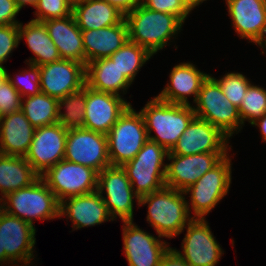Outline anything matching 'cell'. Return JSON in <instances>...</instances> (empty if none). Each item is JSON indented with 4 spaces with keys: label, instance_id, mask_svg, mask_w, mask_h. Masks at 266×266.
<instances>
[{
    "label": "cell",
    "instance_id": "6da1fadb",
    "mask_svg": "<svg viewBox=\"0 0 266 266\" xmlns=\"http://www.w3.org/2000/svg\"><path fill=\"white\" fill-rule=\"evenodd\" d=\"M184 195V196H183ZM182 191L164 186L162 189L139 197L140 205L148 204L147 221L158 237L173 238L183 232L194 219Z\"/></svg>",
    "mask_w": 266,
    "mask_h": 266
},
{
    "label": "cell",
    "instance_id": "7a4b0ae2",
    "mask_svg": "<svg viewBox=\"0 0 266 266\" xmlns=\"http://www.w3.org/2000/svg\"><path fill=\"white\" fill-rule=\"evenodd\" d=\"M128 39L147 49L152 55L180 32L183 23L169 13L153 11L142 3L124 15Z\"/></svg>",
    "mask_w": 266,
    "mask_h": 266
},
{
    "label": "cell",
    "instance_id": "3957f363",
    "mask_svg": "<svg viewBox=\"0 0 266 266\" xmlns=\"http://www.w3.org/2000/svg\"><path fill=\"white\" fill-rule=\"evenodd\" d=\"M141 109L148 140L160 144L168 152L195 117L192 105L172 104L154 97ZM154 130L156 135L151 136Z\"/></svg>",
    "mask_w": 266,
    "mask_h": 266
},
{
    "label": "cell",
    "instance_id": "277c9868",
    "mask_svg": "<svg viewBox=\"0 0 266 266\" xmlns=\"http://www.w3.org/2000/svg\"><path fill=\"white\" fill-rule=\"evenodd\" d=\"M0 208L31 225H34L33 219H60V203L41 177L29 186L7 194L0 200Z\"/></svg>",
    "mask_w": 266,
    "mask_h": 266
},
{
    "label": "cell",
    "instance_id": "5b68a950",
    "mask_svg": "<svg viewBox=\"0 0 266 266\" xmlns=\"http://www.w3.org/2000/svg\"><path fill=\"white\" fill-rule=\"evenodd\" d=\"M194 103L197 106L192 107L195 117L214 125L228 138L243 126L238 108L226 98L218 82L210 75L203 81Z\"/></svg>",
    "mask_w": 266,
    "mask_h": 266
},
{
    "label": "cell",
    "instance_id": "8992f818",
    "mask_svg": "<svg viewBox=\"0 0 266 266\" xmlns=\"http://www.w3.org/2000/svg\"><path fill=\"white\" fill-rule=\"evenodd\" d=\"M167 155L168 151L164 147L147 140L137 155L122 165L132 189L139 197L166 186L164 158Z\"/></svg>",
    "mask_w": 266,
    "mask_h": 266
},
{
    "label": "cell",
    "instance_id": "52a82bcc",
    "mask_svg": "<svg viewBox=\"0 0 266 266\" xmlns=\"http://www.w3.org/2000/svg\"><path fill=\"white\" fill-rule=\"evenodd\" d=\"M108 156L112 166L132 160L148 140L144 119L130 105L106 134Z\"/></svg>",
    "mask_w": 266,
    "mask_h": 266
},
{
    "label": "cell",
    "instance_id": "ba28073f",
    "mask_svg": "<svg viewBox=\"0 0 266 266\" xmlns=\"http://www.w3.org/2000/svg\"><path fill=\"white\" fill-rule=\"evenodd\" d=\"M226 155L216 166L207 171L192 186L185 189L184 194L191 193V204L187 201L188 210L191 207L194 218L204 219L217 203L228 193L231 184V159Z\"/></svg>",
    "mask_w": 266,
    "mask_h": 266
},
{
    "label": "cell",
    "instance_id": "9c48e42d",
    "mask_svg": "<svg viewBox=\"0 0 266 266\" xmlns=\"http://www.w3.org/2000/svg\"><path fill=\"white\" fill-rule=\"evenodd\" d=\"M59 203L67 198L97 191L98 172L65 159L47 169L41 176Z\"/></svg>",
    "mask_w": 266,
    "mask_h": 266
},
{
    "label": "cell",
    "instance_id": "30bf717a",
    "mask_svg": "<svg viewBox=\"0 0 266 266\" xmlns=\"http://www.w3.org/2000/svg\"><path fill=\"white\" fill-rule=\"evenodd\" d=\"M106 191V197L102 194ZM97 191L114 220L117 216L124 221H133V200L139 196L132 189L130 180L122 166H108L98 173Z\"/></svg>",
    "mask_w": 266,
    "mask_h": 266
},
{
    "label": "cell",
    "instance_id": "8fae6325",
    "mask_svg": "<svg viewBox=\"0 0 266 266\" xmlns=\"http://www.w3.org/2000/svg\"><path fill=\"white\" fill-rule=\"evenodd\" d=\"M64 159L101 172L111 165L107 136L85 128L68 130Z\"/></svg>",
    "mask_w": 266,
    "mask_h": 266
},
{
    "label": "cell",
    "instance_id": "7c38bea8",
    "mask_svg": "<svg viewBox=\"0 0 266 266\" xmlns=\"http://www.w3.org/2000/svg\"><path fill=\"white\" fill-rule=\"evenodd\" d=\"M0 234L2 250H5L6 259L13 266L23 261L27 266L34 259L33 248L36 243V228L34 225L10 215L0 208Z\"/></svg>",
    "mask_w": 266,
    "mask_h": 266
},
{
    "label": "cell",
    "instance_id": "4fadbf2b",
    "mask_svg": "<svg viewBox=\"0 0 266 266\" xmlns=\"http://www.w3.org/2000/svg\"><path fill=\"white\" fill-rule=\"evenodd\" d=\"M227 152H211L193 155L168 154L171 163L166 164L165 185L184 191L216 166Z\"/></svg>",
    "mask_w": 266,
    "mask_h": 266
},
{
    "label": "cell",
    "instance_id": "5bb4252c",
    "mask_svg": "<svg viewBox=\"0 0 266 266\" xmlns=\"http://www.w3.org/2000/svg\"><path fill=\"white\" fill-rule=\"evenodd\" d=\"M67 133L58 122L35 129L24 158L40 176L64 159Z\"/></svg>",
    "mask_w": 266,
    "mask_h": 266
},
{
    "label": "cell",
    "instance_id": "9a60e30c",
    "mask_svg": "<svg viewBox=\"0 0 266 266\" xmlns=\"http://www.w3.org/2000/svg\"><path fill=\"white\" fill-rule=\"evenodd\" d=\"M181 243L182 252L174 249L189 266H215L223 254L208 222L194 218L187 226Z\"/></svg>",
    "mask_w": 266,
    "mask_h": 266
},
{
    "label": "cell",
    "instance_id": "2e32d148",
    "mask_svg": "<svg viewBox=\"0 0 266 266\" xmlns=\"http://www.w3.org/2000/svg\"><path fill=\"white\" fill-rule=\"evenodd\" d=\"M84 128L107 134L131 105L122 96L97 91L86 85Z\"/></svg>",
    "mask_w": 266,
    "mask_h": 266
},
{
    "label": "cell",
    "instance_id": "e0dca14e",
    "mask_svg": "<svg viewBox=\"0 0 266 266\" xmlns=\"http://www.w3.org/2000/svg\"><path fill=\"white\" fill-rule=\"evenodd\" d=\"M41 92L56 99L86 84L85 65L69 59L39 66Z\"/></svg>",
    "mask_w": 266,
    "mask_h": 266
},
{
    "label": "cell",
    "instance_id": "ac0fdd59",
    "mask_svg": "<svg viewBox=\"0 0 266 266\" xmlns=\"http://www.w3.org/2000/svg\"><path fill=\"white\" fill-rule=\"evenodd\" d=\"M123 250L129 266H158L170 248L167 242L140 229L133 221H124Z\"/></svg>",
    "mask_w": 266,
    "mask_h": 266
},
{
    "label": "cell",
    "instance_id": "d6986e66",
    "mask_svg": "<svg viewBox=\"0 0 266 266\" xmlns=\"http://www.w3.org/2000/svg\"><path fill=\"white\" fill-rule=\"evenodd\" d=\"M229 138L206 120L194 117L168 154L228 152Z\"/></svg>",
    "mask_w": 266,
    "mask_h": 266
},
{
    "label": "cell",
    "instance_id": "ffe728a7",
    "mask_svg": "<svg viewBox=\"0 0 266 266\" xmlns=\"http://www.w3.org/2000/svg\"><path fill=\"white\" fill-rule=\"evenodd\" d=\"M226 4L236 33L256 45L266 28V0H226Z\"/></svg>",
    "mask_w": 266,
    "mask_h": 266
},
{
    "label": "cell",
    "instance_id": "44dd1931",
    "mask_svg": "<svg viewBox=\"0 0 266 266\" xmlns=\"http://www.w3.org/2000/svg\"><path fill=\"white\" fill-rule=\"evenodd\" d=\"M59 216L68 217L73 223V230L113 221L98 191L61 201Z\"/></svg>",
    "mask_w": 266,
    "mask_h": 266
},
{
    "label": "cell",
    "instance_id": "7402d4cb",
    "mask_svg": "<svg viewBox=\"0 0 266 266\" xmlns=\"http://www.w3.org/2000/svg\"><path fill=\"white\" fill-rule=\"evenodd\" d=\"M196 68L190 62L175 65L170 72V83L156 97L172 104L191 105L188 97L193 95L195 102L203 81L209 75Z\"/></svg>",
    "mask_w": 266,
    "mask_h": 266
},
{
    "label": "cell",
    "instance_id": "603a6c76",
    "mask_svg": "<svg viewBox=\"0 0 266 266\" xmlns=\"http://www.w3.org/2000/svg\"><path fill=\"white\" fill-rule=\"evenodd\" d=\"M81 32L85 52V66L97 59L110 57L129 40L125 19L110 27L81 30Z\"/></svg>",
    "mask_w": 266,
    "mask_h": 266
},
{
    "label": "cell",
    "instance_id": "cb8c5ba5",
    "mask_svg": "<svg viewBox=\"0 0 266 266\" xmlns=\"http://www.w3.org/2000/svg\"><path fill=\"white\" fill-rule=\"evenodd\" d=\"M34 131L21 110L0 116V154L25 157Z\"/></svg>",
    "mask_w": 266,
    "mask_h": 266
},
{
    "label": "cell",
    "instance_id": "d4e9b609",
    "mask_svg": "<svg viewBox=\"0 0 266 266\" xmlns=\"http://www.w3.org/2000/svg\"><path fill=\"white\" fill-rule=\"evenodd\" d=\"M49 37L57 47L62 59L75 60L85 65V52L81 29L74 15L43 21Z\"/></svg>",
    "mask_w": 266,
    "mask_h": 266
},
{
    "label": "cell",
    "instance_id": "484cf974",
    "mask_svg": "<svg viewBox=\"0 0 266 266\" xmlns=\"http://www.w3.org/2000/svg\"><path fill=\"white\" fill-rule=\"evenodd\" d=\"M85 78L90 88L118 96L132 84L109 57L87 63Z\"/></svg>",
    "mask_w": 266,
    "mask_h": 266
},
{
    "label": "cell",
    "instance_id": "4316f807",
    "mask_svg": "<svg viewBox=\"0 0 266 266\" xmlns=\"http://www.w3.org/2000/svg\"><path fill=\"white\" fill-rule=\"evenodd\" d=\"M72 14L81 30L110 27L124 19L121 11L103 0H81L73 6Z\"/></svg>",
    "mask_w": 266,
    "mask_h": 266
},
{
    "label": "cell",
    "instance_id": "83f0119b",
    "mask_svg": "<svg viewBox=\"0 0 266 266\" xmlns=\"http://www.w3.org/2000/svg\"><path fill=\"white\" fill-rule=\"evenodd\" d=\"M18 30L19 40L25 38L29 49L35 55L27 64L42 66L62 59L43 22L31 19L24 26L19 23Z\"/></svg>",
    "mask_w": 266,
    "mask_h": 266
},
{
    "label": "cell",
    "instance_id": "f1b7e54d",
    "mask_svg": "<svg viewBox=\"0 0 266 266\" xmlns=\"http://www.w3.org/2000/svg\"><path fill=\"white\" fill-rule=\"evenodd\" d=\"M39 177L23 156L0 154V200L10 192L29 186Z\"/></svg>",
    "mask_w": 266,
    "mask_h": 266
},
{
    "label": "cell",
    "instance_id": "f546056e",
    "mask_svg": "<svg viewBox=\"0 0 266 266\" xmlns=\"http://www.w3.org/2000/svg\"><path fill=\"white\" fill-rule=\"evenodd\" d=\"M25 98H21V111L35 129L58 122V99L43 92Z\"/></svg>",
    "mask_w": 266,
    "mask_h": 266
},
{
    "label": "cell",
    "instance_id": "4dcf8cb0",
    "mask_svg": "<svg viewBox=\"0 0 266 266\" xmlns=\"http://www.w3.org/2000/svg\"><path fill=\"white\" fill-rule=\"evenodd\" d=\"M153 55L135 42H127L109 58L116 64L120 72L132 83L141 67Z\"/></svg>",
    "mask_w": 266,
    "mask_h": 266
},
{
    "label": "cell",
    "instance_id": "1f68e13d",
    "mask_svg": "<svg viewBox=\"0 0 266 266\" xmlns=\"http://www.w3.org/2000/svg\"><path fill=\"white\" fill-rule=\"evenodd\" d=\"M86 84L58 99V123L67 130L84 128ZM65 106V112L62 108Z\"/></svg>",
    "mask_w": 266,
    "mask_h": 266
},
{
    "label": "cell",
    "instance_id": "d6a6232c",
    "mask_svg": "<svg viewBox=\"0 0 266 266\" xmlns=\"http://www.w3.org/2000/svg\"><path fill=\"white\" fill-rule=\"evenodd\" d=\"M239 116L250 124L266 113V90L263 87L251 84L238 108Z\"/></svg>",
    "mask_w": 266,
    "mask_h": 266
},
{
    "label": "cell",
    "instance_id": "836d02e7",
    "mask_svg": "<svg viewBox=\"0 0 266 266\" xmlns=\"http://www.w3.org/2000/svg\"><path fill=\"white\" fill-rule=\"evenodd\" d=\"M213 78L220 85L226 98L239 108L247 89L251 85L250 81L243 74L237 72L227 73L219 80Z\"/></svg>",
    "mask_w": 266,
    "mask_h": 266
},
{
    "label": "cell",
    "instance_id": "e575fe53",
    "mask_svg": "<svg viewBox=\"0 0 266 266\" xmlns=\"http://www.w3.org/2000/svg\"><path fill=\"white\" fill-rule=\"evenodd\" d=\"M28 65L29 69L20 72L19 75H16L15 79L8 73V80L17 89L21 98L34 96L41 92L39 66Z\"/></svg>",
    "mask_w": 266,
    "mask_h": 266
},
{
    "label": "cell",
    "instance_id": "d590c367",
    "mask_svg": "<svg viewBox=\"0 0 266 266\" xmlns=\"http://www.w3.org/2000/svg\"><path fill=\"white\" fill-rule=\"evenodd\" d=\"M35 21L64 18L72 15L73 6L66 0H37L35 4Z\"/></svg>",
    "mask_w": 266,
    "mask_h": 266
},
{
    "label": "cell",
    "instance_id": "8d00e7d4",
    "mask_svg": "<svg viewBox=\"0 0 266 266\" xmlns=\"http://www.w3.org/2000/svg\"><path fill=\"white\" fill-rule=\"evenodd\" d=\"M141 3L153 11L175 15L183 24L192 11L182 0H141Z\"/></svg>",
    "mask_w": 266,
    "mask_h": 266
},
{
    "label": "cell",
    "instance_id": "74e56055",
    "mask_svg": "<svg viewBox=\"0 0 266 266\" xmlns=\"http://www.w3.org/2000/svg\"><path fill=\"white\" fill-rule=\"evenodd\" d=\"M21 110V96L7 79L0 84V116Z\"/></svg>",
    "mask_w": 266,
    "mask_h": 266
},
{
    "label": "cell",
    "instance_id": "f35d334b",
    "mask_svg": "<svg viewBox=\"0 0 266 266\" xmlns=\"http://www.w3.org/2000/svg\"><path fill=\"white\" fill-rule=\"evenodd\" d=\"M20 43L18 24L0 25V64L9 58L14 48Z\"/></svg>",
    "mask_w": 266,
    "mask_h": 266
},
{
    "label": "cell",
    "instance_id": "ab89813d",
    "mask_svg": "<svg viewBox=\"0 0 266 266\" xmlns=\"http://www.w3.org/2000/svg\"><path fill=\"white\" fill-rule=\"evenodd\" d=\"M21 8L15 0H0V25H16L15 19Z\"/></svg>",
    "mask_w": 266,
    "mask_h": 266
},
{
    "label": "cell",
    "instance_id": "60d3db41",
    "mask_svg": "<svg viewBox=\"0 0 266 266\" xmlns=\"http://www.w3.org/2000/svg\"><path fill=\"white\" fill-rule=\"evenodd\" d=\"M158 266H189L173 249L169 248Z\"/></svg>",
    "mask_w": 266,
    "mask_h": 266
},
{
    "label": "cell",
    "instance_id": "b9f144b4",
    "mask_svg": "<svg viewBox=\"0 0 266 266\" xmlns=\"http://www.w3.org/2000/svg\"><path fill=\"white\" fill-rule=\"evenodd\" d=\"M107 3L115 6L124 15L133 10L137 5L141 3V0H103Z\"/></svg>",
    "mask_w": 266,
    "mask_h": 266
},
{
    "label": "cell",
    "instance_id": "7bdbcfd3",
    "mask_svg": "<svg viewBox=\"0 0 266 266\" xmlns=\"http://www.w3.org/2000/svg\"><path fill=\"white\" fill-rule=\"evenodd\" d=\"M251 125L259 127L263 141L266 142V113Z\"/></svg>",
    "mask_w": 266,
    "mask_h": 266
},
{
    "label": "cell",
    "instance_id": "ee69618b",
    "mask_svg": "<svg viewBox=\"0 0 266 266\" xmlns=\"http://www.w3.org/2000/svg\"><path fill=\"white\" fill-rule=\"evenodd\" d=\"M191 10L206 0H182Z\"/></svg>",
    "mask_w": 266,
    "mask_h": 266
},
{
    "label": "cell",
    "instance_id": "f6af8a7d",
    "mask_svg": "<svg viewBox=\"0 0 266 266\" xmlns=\"http://www.w3.org/2000/svg\"><path fill=\"white\" fill-rule=\"evenodd\" d=\"M15 2L22 9V7L26 5H31L34 7L37 0H15Z\"/></svg>",
    "mask_w": 266,
    "mask_h": 266
},
{
    "label": "cell",
    "instance_id": "bcb514c9",
    "mask_svg": "<svg viewBox=\"0 0 266 266\" xmlns=\"http://www.w3.org/2000/svg\"><path fill=\"white\" fill-rule=\"evenodd\" d=\"M9 264L10 262L6 259L5 250H2V241H1V234H0V264Z\"/></svg>",
    "mask_w": 266,
    "mask_h": 266
},
{
    "label": "cell",
    "instance_id": "7dc6e473",
    "mask_svg": "<svg viewBox=\"0 0 266 266\" xmlns=\"http://www.w3.org/2000/svg\"><path fill=\"white\" fill-rule=\"evenodd\" d=\"M8 79V71L3 64H0V84Z\"/></svg>",
    "mask_w": 266,
    "mask_h": 266
},
{
    "label": "cell",
    "instance_id": "c3c4849f",
    "mask_svg": "<svg viewBox=\"0 0 266 266\" xmlns=\"http://www.w3.org/2000/svg\"><path fill=\"white\" fill-rule=\"evenodd\" d=\"M256 44H257V46L259 45L261 48H263V51H262V54H263L264 48L266 49V28H265V31H264L261 39Z\"/></svg>",
    "mask_w": 266,
    "mask_h": 266
},
{
    "label": "cell",
    "instance_id": "681fc988",
    "mask_svg": "<svg viewBox=\"0 0 266 266\" xmlns=\"http://www.w3.org/2000/svg\"><path fill=\"white\" fill-rule=\"evenodd\" d=\"M67 2H69L72 6L78 4L81 0H66Z\"/></svg>",
    "mask_w": 266,
    "mask_h": 266
}]
</instances>
